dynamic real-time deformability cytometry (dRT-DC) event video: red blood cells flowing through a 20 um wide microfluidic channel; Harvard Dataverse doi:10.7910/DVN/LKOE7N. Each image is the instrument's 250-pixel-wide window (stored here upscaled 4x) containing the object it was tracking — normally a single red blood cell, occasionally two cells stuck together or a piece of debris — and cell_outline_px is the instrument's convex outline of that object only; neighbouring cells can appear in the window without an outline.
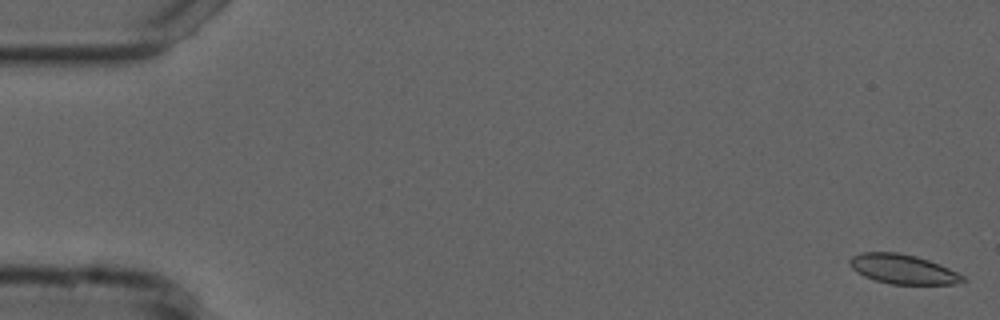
{"species": "common noctule bat (a hibernating species)", "species_latin": "Nyctalus noctula", "temperature_condition": "cold", "stored_images_in_passage": 31, "camera_frame_rate_fps": 3000, "um_per_image_px": 0.085, "animal": {"sex": "male", "forearm_length_mm": 52.5}, "frame": {"image": 1, "passage_image": 1, "time_ms": 0.0, "image_size_px": [1000, 320], "cell_outline_px": [[964, 280], [952, 284], [892, 284], [876, 280], [864, 276], [856, 272], [848, 264], [848, 260], [852, 256], [860, 252], [896, 252], [916, 256], [940, 264], [964, 276]], "centroid_in_image_um": [76.68, 22.86], "position_along_channel_um": 8.3, "area_um2": 19.31}}
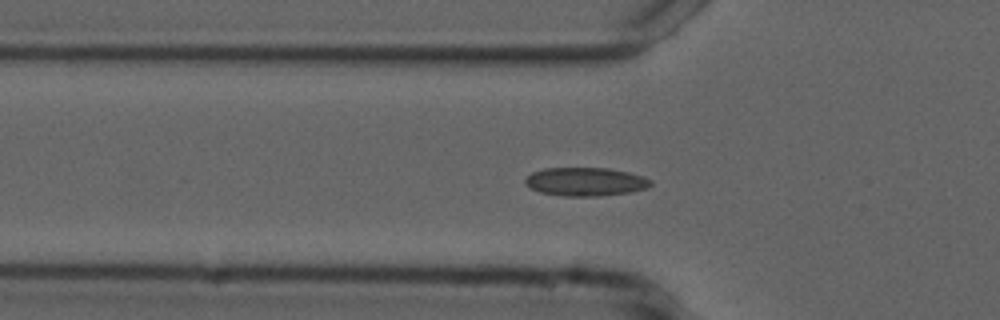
{"frame": {"image": 2, "passage_image": 18, "time_ms": 5.667, "image_size_px": [1000, 320], "cell_outline_px": [[652, 184], [648, 188], [632, 192], [600, 196], [564, 196], [540, 192], [524, 184], [524, 180], [532, 172], [544, 168], [608, 168], [628, 172], [644, 176], [652, 180]], "centroid_in_image_um": [49.8, 15.44], "position_along_channel_um": 76.0, "area_um2": 20.98}}
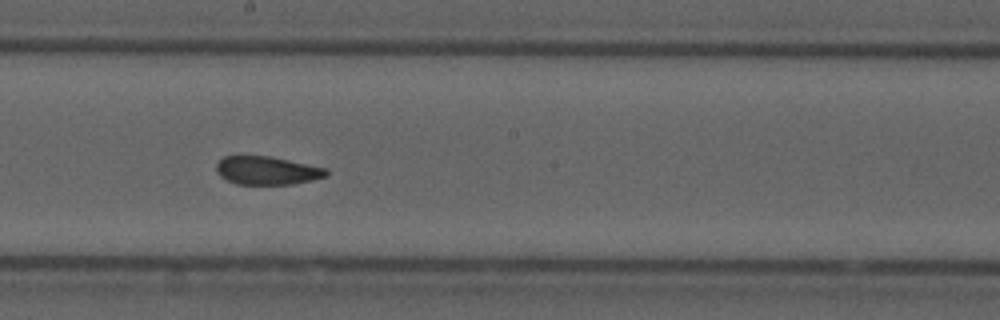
{"frame": {"image": 3, "passage_image": 30, "time_ms": 9.667, "image_size_px": [1000, 320], "cell_outline_px": [[328, 176], [312, 180], [292, 184], [236, 184], [220, 176], [216, 172], [216, 164], [224, 156], [272, 156], [328, 168]], "centroid_in_image_um": [22.73, 14.49], "position_along_channel_um": 225.5, "area_um2": 18.26}}